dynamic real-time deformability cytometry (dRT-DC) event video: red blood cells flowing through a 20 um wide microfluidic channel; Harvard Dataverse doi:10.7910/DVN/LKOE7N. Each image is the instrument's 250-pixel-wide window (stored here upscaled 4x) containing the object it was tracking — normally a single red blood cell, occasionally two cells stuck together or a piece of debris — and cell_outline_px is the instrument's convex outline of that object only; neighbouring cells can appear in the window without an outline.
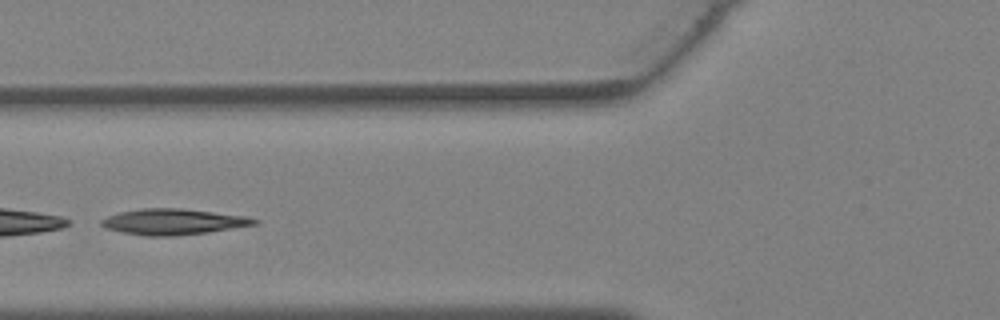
{"species": "Egyptian fruit bat (a non-hibernating species)", "species_latin": "Rousettus aegyptiacus", "temperature_condition": "warm", "stored_images_in_passage": 26, "camera_frame_rate_fps": 3000, "um_per_image_px": 0.085, "animal": {"sex": "female"}, "frame": {"image": 1, "passage_image": 7, "time_ms": 2.0, "image_size_px": [1000, 320], "cell_outline_px": [[260, 220], [256, 224], [208, 232], [172, 236], [148, 236], [124, 232], [108, 228], [100, 224], [100, 220], [108, 216], [120, 212], [140, 208], [180, 208], [244, 216]], "centroid_in_image_um": [14.71, 18.84], "position_along_channel_um": 111.1, "area_um2": 22.66}}
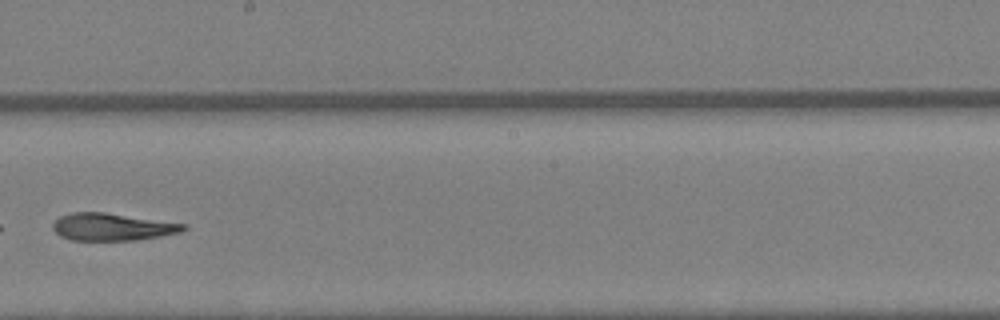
{"frame": {"image": 2, "passage_image": 14, "time_ms": 4.333, "image_size_px": [1000, 320], "cell_outline_px": [[188, 228], [180, 232], [160, 236], [136, 240], [72, 240], [60, 236], [52, 228], [52, 224], [60, 216], [72, 212], [104, 212], [188, 224]], "centroid_in_image_um": [9.55, 19.28], "position_along_channel_um": 238.6, "area_um2": 20.81}}
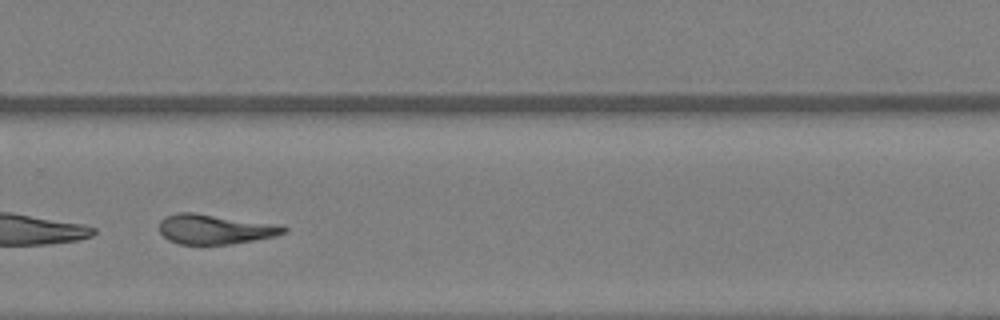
{"frame": {"image": 3, "passage_image": 18, "time_ms": 5.667, "image_size_px": [1000, 320], "cell_outline_px": [[288, 232], [276, 236], [256, 240], [232, 244], [180, 244], [168, 240], [160, 232], [160, 220], [164, 216], [180, 212], [192, 212], [284, 224], [288, 228]], "centroid_in_image_um": [18.35, 19.47], "position_along_channel_um": 311.4, "area_um2": 22.08}}